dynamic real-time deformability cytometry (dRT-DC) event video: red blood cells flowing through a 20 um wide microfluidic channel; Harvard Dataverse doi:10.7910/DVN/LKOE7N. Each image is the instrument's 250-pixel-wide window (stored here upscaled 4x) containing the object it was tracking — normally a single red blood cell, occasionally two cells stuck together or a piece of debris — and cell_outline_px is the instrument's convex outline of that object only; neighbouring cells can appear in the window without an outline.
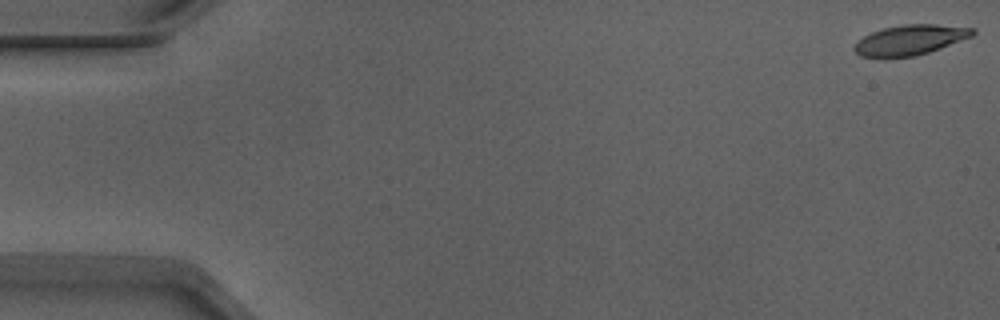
{"species": "Egyptian fruit bat (a non-hibernating species)", "species_latin": "Rousettus aegyptiacus", "temperature_condition": "warm", "stored_images_in_passage": 50, "camera_frame_rate_fps": 3000, "um_per_image_px": 0.085, "animal": {"sex": "male"}, "frame": {"image": 1, "passage_image": 1, "time_ms": 0.0, "image_size_px": [1000, 320], "cell_outline_px": [[976, 32], [972, 36], [940, 48], [916, 56], [860, 56], [852, 48], [864, 36], [872, 32], [884, 28], [904, 24], [936, 24], [976, 28]], "centroid_in_image_um": [77.41, 3.37], "position_along_channel_um": 7.6, "area_um2": 20.35}}
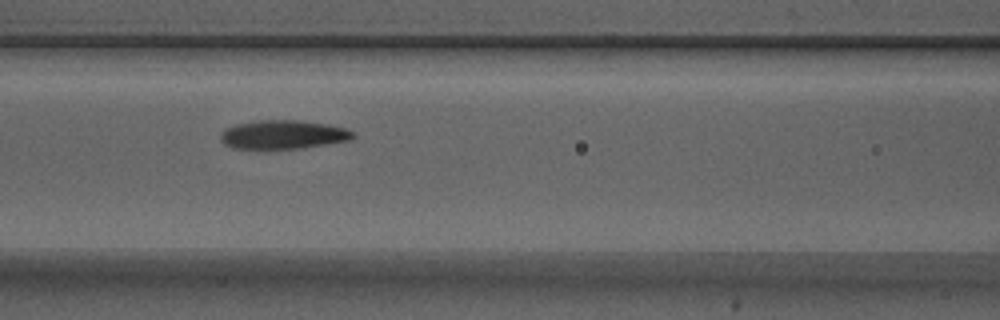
{"frame": {"image": 2, "passage_image": 23, "time_ms": 7.333, "image_size_px": [1000, 320], "cell_outline_px": [[356, 136], [348, 140], [304, 148], [232, 148], [224, 144], [220, 140], [220, 132], [224, 128], [236, 124], [256, 120], [300, 120], [328, 124], [344, 128], [352, 132]], "centroid_in_image_um": [24.02, 11.43], "position_along_channel_um": 142.6, "area_um2": 22.2}}
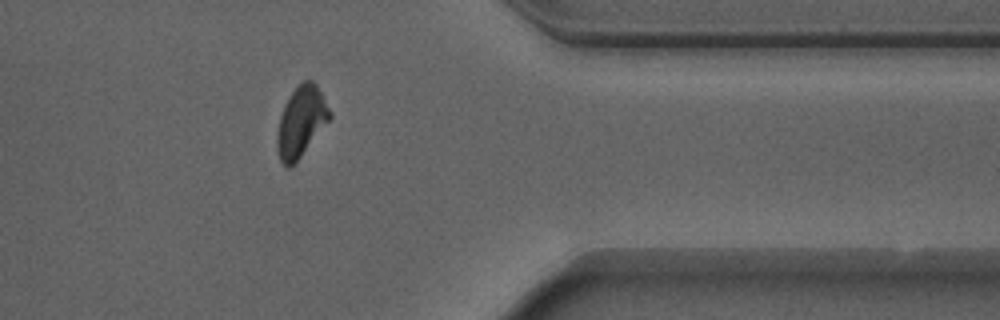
{"frame": {"image": 3, "passage_image": 43, "time_ms": 14.0, "image_size_px": [1000, 320], "cell_outline_px": [[332, 116], [300, 156], [288, 168], [280, 160], [276, 148], [276, 136], [280, 116], [284, 104], [288, 96], [304, 80], [312, 80], [316, 84], [332, 112]], "centroid_in_image_um": [25.58, 10.31], "position_along_channel_um": 385.8, "area_um2": 21.21}}